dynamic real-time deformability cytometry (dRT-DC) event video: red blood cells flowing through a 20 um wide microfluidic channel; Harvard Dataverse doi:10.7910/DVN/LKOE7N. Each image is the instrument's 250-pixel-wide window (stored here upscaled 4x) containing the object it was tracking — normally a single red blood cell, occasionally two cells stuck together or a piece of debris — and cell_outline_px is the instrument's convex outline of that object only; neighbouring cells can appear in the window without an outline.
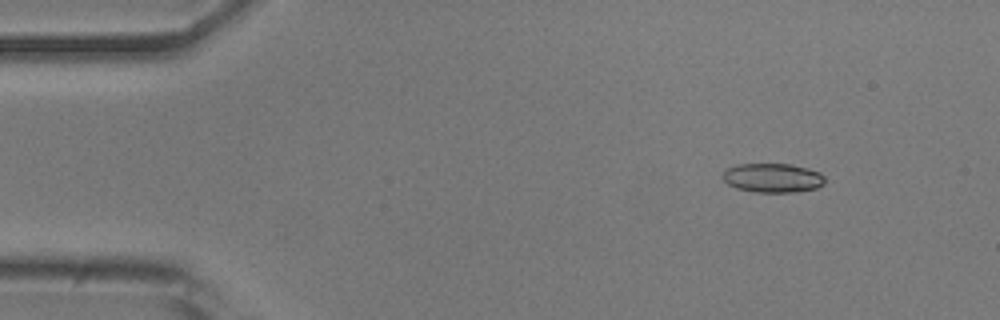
{"species": "common noctule bat (a hibernating species)", "species_latin": "Nyctalus noctula", "temperature_condition": "room temperature", "stored_images_in_passage": 5, "camera_frame_rate_fps": 3000, "um_per_image_px": 0.085, "animal": {"sex": "male", "body_mass_g": 20.5, "forearm_length_mm": 52.5}, "frame": {"image": 1, "passage_image": 2, "time_ms": 1.0, "image_size_px": [1000, 320], "cell_outline_px": [[824, 184], [816, 188], [800, 192], [756, 192], [736, 188], [728, 184], [720, 176], [728, 168], [736, 164], [792, 164], [808, 168], [820, 172], [824, 176]], "centroid_in_image_um": [65.69, 15.12], "position_along_channel_um": 19.3, "area_um2": 17.51}}
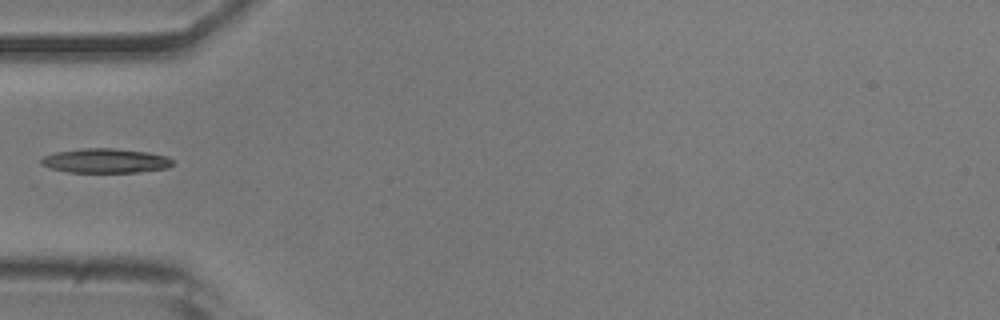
{"frame": {"image": 2, "passage_image": 5, "time_ms": 4.667, "image_size_px": [1000, 320], "cell_outline_px": [[172, 164], [168, 168], [136, 172], [68, 172], [52, 168], [40, 164], [40, 160], [44, 156], [56, 152], [84, 148], [112, 148], [148, 152], [168, 156], [172, 160]], "centroid_in_image_um": [8.97, 13.66], "position_along_channel_um": 76.0, "area_um2": 18.61}}